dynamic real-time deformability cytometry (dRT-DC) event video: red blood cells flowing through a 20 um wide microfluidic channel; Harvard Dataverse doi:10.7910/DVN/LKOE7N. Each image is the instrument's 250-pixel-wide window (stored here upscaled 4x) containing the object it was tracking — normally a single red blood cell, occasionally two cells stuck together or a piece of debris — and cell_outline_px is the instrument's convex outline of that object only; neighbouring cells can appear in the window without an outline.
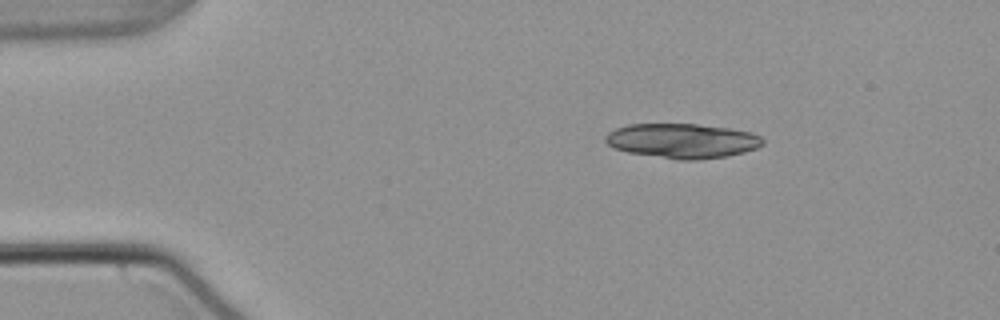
{"species": "common noctule bat (a hibernating species)", "species_latin": "Nyctalus noctula", "temperature_condition": "warm", "stored_images_in_passage": 11, "camera_frame_rate_fps": 3000, "um_per_image_px": 0.085, "animal": {"sex": "male", "body_mass_g": 21.5, "forearm_length_mm": 52.0}, "frame": {"image": 1, "passage_image": 1, "time_ms": 0.0, "image_size_px": [1000, 320], "cell_outline_px": [[764, 144], [756, 148], [744, 152], [724, 156], [696, 160], [680, 160], [628, 152], [616, 148], [608, 144], [604, 140], [604, 136], [608, 132], [616, 128], [628, 124], [696, 124], [728, 128], [752, 132], [760, 136], [764, 140]], "centroid_in_image_um": [57.99, 11.96], "position_along_channel_um": 27.0, "area_um2": 31.67}}